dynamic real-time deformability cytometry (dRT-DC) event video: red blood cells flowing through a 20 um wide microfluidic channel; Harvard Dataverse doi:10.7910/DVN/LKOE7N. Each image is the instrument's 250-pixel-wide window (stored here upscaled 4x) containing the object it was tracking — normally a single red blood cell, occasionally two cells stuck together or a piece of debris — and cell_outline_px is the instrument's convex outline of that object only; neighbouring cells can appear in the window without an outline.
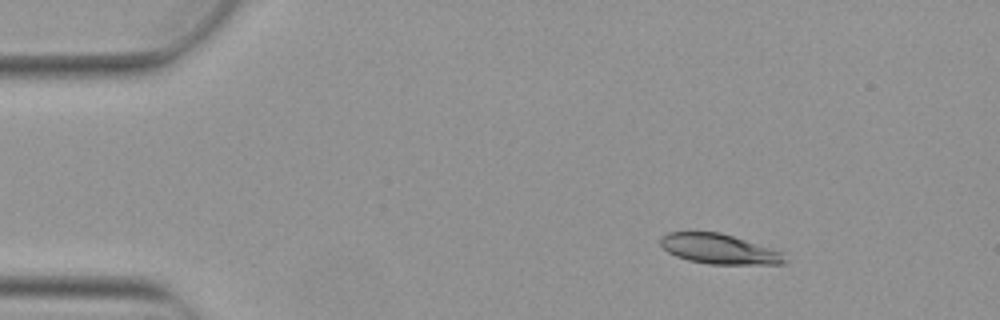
{"species": "Egyptian fruit bat (a non-hibernating species)", "species_latin": "Rousettus aegyptiacus", "temperature_condition": "warm", "stored_images_in_passage": 6, "camera_frame_rate_fps": 3000, "um_per_image_px": 0.085, "animal": {"sex": "female"}, "frame": {"image": 1, "passage_image": 2, "time_ms": 0.333, "image_size_px": [1000, 320], "cell_outline_px": [[784, 264], [708, 264], [688, 260], [676, 256], [668, 252], [660, 244], [660, 236], [668, 232], [720, 232], [784, 252]], "centroid_in_image_um": [61.1, 21.16], "position_along_channel_um": 23.9, "area_um2": 21.62}}
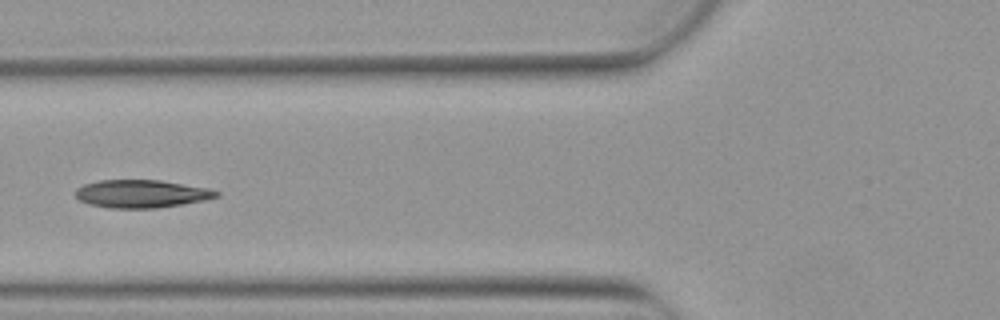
{"frame": {"image": 2, "passage_image": 5, "time_ms": 1.333, "image_size_px": [1000, 320], "cell_outline_px": [[220, 196], [204, 200], [156, 208], [108, 208], [88, 204], [80, 200], [76, 196], [76, 188], [84, 184], [96, 180], [160, 180], [212, 188], [220, 192]], "centroid_in_image_um": [12.04, 16.46], "position_along_channel_um": 113.8, "area_um2": 23.06}}
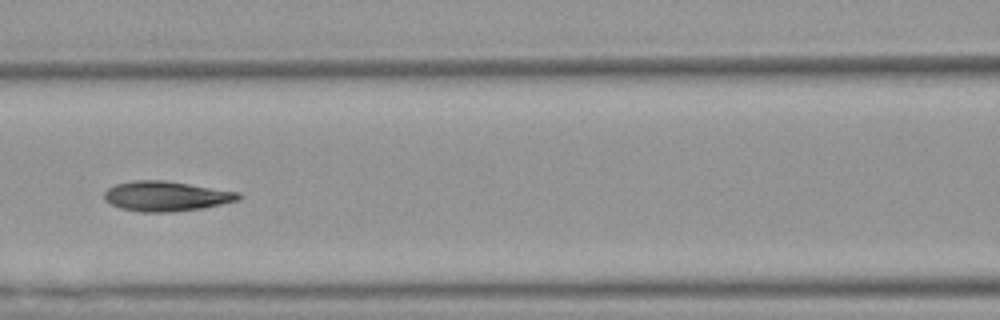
{"frame": {"image": 3, "passage_image": 6, "time_ms": 1.667, "image_size_px": [1000, 320], "cell_outline_px": [[240, 200], [204, 208], [172, 212], [140, 212], [120, 208], [104, 200], [104, 192], [108, 188], [116, 184], [132, 180], [164, 180], [240, 192]], "centroid_in_image_um": [14.12, 16.68], "position_along_channel_um": 152.5, "area_um2": 23.52}}